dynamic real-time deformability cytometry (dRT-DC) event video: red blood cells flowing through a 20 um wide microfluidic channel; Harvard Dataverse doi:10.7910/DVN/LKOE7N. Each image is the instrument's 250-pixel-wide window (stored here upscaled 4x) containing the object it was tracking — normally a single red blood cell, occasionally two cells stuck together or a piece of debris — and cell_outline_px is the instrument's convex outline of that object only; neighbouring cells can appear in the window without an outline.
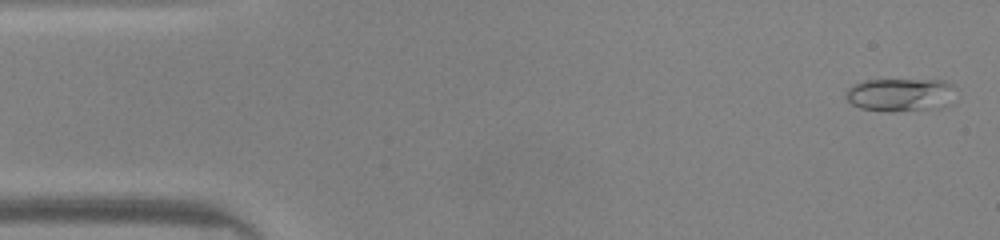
{"species": "common noctule bat (a hibernating species)", "species_latin": "Nyctalus noctula", "temperature_condition": "warm", "stored_images_in_passage": 47, "camera_frame_rate_fps": 3000, "um_per_image_px": 0.085, "animal": {"sex": "male", "body_mass_g": 20.0, "forearm_length_mm": 53.3}, "frame": {"image": 1, "passage_image": 1, "time_ms": 0.0, "image_size_px": [1000, 240], "cell_outline_px": [[956, 100], [952, 104], [944, 108], [892, 112], [888, 112], [860, 108], [852, 104], [844, 96], [844, 92], [852, 84], [864, 80], [944, 80], [952, 84], [956, 88]], "centroid_in_image_um": [76.61, 8.07], "position_along_channel_um": 8.4, "area_um2": 22.14}}
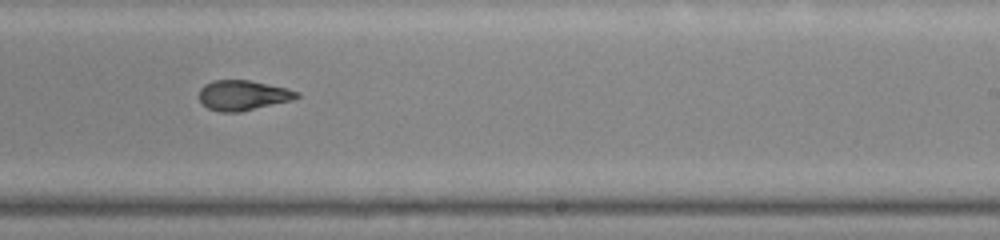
{"frame": {"image": 2, "passage_image": 28, "time_ms": 9.0, "image_size_px": [1000, 240], "cell_outline_px": [[300, 96], [292, 100], [240, 112], [220, 112], [208, 108], [200, 104], [200, 88], [204, 84], [212, 80], [248, 80], [288, 88], [300, 92]], "centroid_in_image_um": [20.64, 8.1], "position_along_channel_um": 268.4, "area_um2": 17.22}}
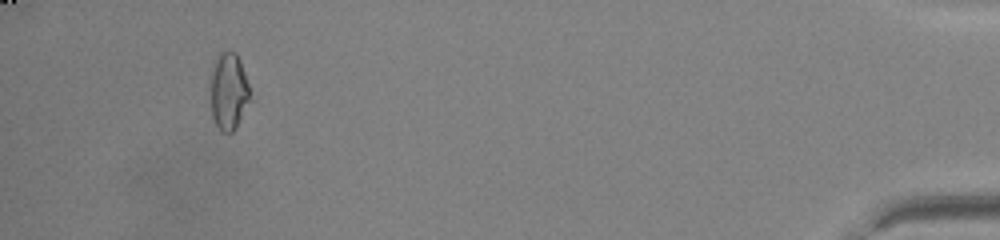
{"frame": {"image": 3, "passage_image": 44, "time_ms": 14.333, "image_size_px": [1000, 240], "cell_outline_px": [[252, 100], [236, 128], [232, 132], [220, 132], [212, 116], [212, 64], [220, 52], [236, 52], [240, 60], [248, 84]], "centroid_in_image_um": [19.47, 7.79], "position_along_channel_um": 415.7, "area_um2": 17.74}, "authors_computed_cell_mechanics": {"area_um2": 17.6868, "velocity_mm_per_s": 4.2056, "shape_relaxation_time_tau1_ms": null, "shape_relaxation_time_tau2_ms": 2.0993, "deformation_change_tau1": null, "deformation_change_tau2": 0.0834}}